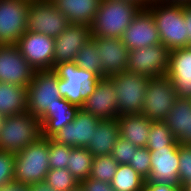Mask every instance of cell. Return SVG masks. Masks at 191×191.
Segmentation results:
<instances>
[{"instance_id": "obj_1", "label": "cell", "mask_w": 191, "mask_h": 191, "mask_svg": "<svg viewBox=\"0 0 191 191\" xmlns=\"http://www.w3.org/2000/svg\"><path fill=\"white\" fill-rule=\"evenodd\" d=\"M141 6L125 0H101L90 30L92 37L122 38Z\"/></svg>"}, {"instance_id": "obj_2", "label": "cell", "mask_w": 191, "mask_h": 191, "mask_svg": "<svg viewBox=\"0 0 191 191\" xmlns=\"http://www.w3.org/2000/svg\"><path fill=\"white\" fill-rule=\"evenodd\" d=\"M146 9L152 14L163 46L170 51L187 47L184 4L154 1Z\"/></svg>"}, {"instance_id": "obj_3", "label": "cell", "mask_w": 191, "mask_h": 191, "mask_svg": "<svg viewBox=\"0 0 191 191\" xmlns=\"http://www.w3.org/2000/svg\"><path fill=\"white\" fill-rule=\"evenodd\" d=\"M53 71L58 76L60 96L79 108L83 107L101 79L95 73L79 68L74 61L61 63Z\"/></svg>"}, {"instance_id": "obj_4", "label": "cell", "mask_w": 191, "mask_h": 191, "mask_svg": "<svg viewBox=\"0 0 191 191\" xmlns=\"http://www.w3.org/2000/svg\"><path fill=\"white\" fill-rule=\"evenodd\" d=\"M49 138L41 137L14 154V182L31 185L45 181L50 170Z\"/></svg>"}, {"instance_id": "obj_5", "label": "cell", "mask_w": 191, "mask_h": 191, "mask_svg": "<svg viewBox=\"0 0 191 191\" xmlns=\"http://www.w3.org/2000/svg\"><path fill=\"white\" fill-rule=\"evenodd\" d=\"M42 137L40 118L28 111L9 115L0 130V150L16 154Z\"/></svg>"}, {"instance_id": "obj_6", "label": "cell", "mask_w": 191, "mask_h": 191, "mask_svg": "<svg viewBox=\"0 0 191 191\" xmlns=\"http://www.w3.org/2000/svg\"><path fill=\"white\" fill-rule=\"evenodd\" d=\"M108 78L117 95L118 115L141 114L150 77L126 71Z\"/></svg>"}, {"instance_id": "obj_7", "label": "cell", "mask_w": 191, "mask_h": 191, "mask_svg": "<svg viewBox=\"0 0 191 191\" xmlns=\"http://www.w3.org/2000/svg\"><path fill=\"white\" fill-rule=\"evenodd\" d=\"M61 98L57 74L53 70L35 71L27 86V111L40 118Z\"/></svg>"}, {"instance_id": "obj_8", "label": "cell", "mask_w": 191, "mask_h": 191, "mask_svg": "<svg viewBox=\"0 0 191 191\" xmlns=\"http://www.w3.org/2000/svg\"><path fill=\"white\" fill-rule=\"evenodd\" d=\"M177 99L171 79L165 74L148 81L141 114L152 121H164Z\"/></svg>"}, {"instance_id": "obj_9", "label": "cell", "mask_w": 191, "mask_h": 191, "mask_svg": "<svg viewBox=\"0 0 191 191\" xmlns=\"http://www.w3.org/2000/svg\"><path fill=\"white\" fill-rule=\"evenodd\" d=\"M31 0H0V44L16 45L27 31Z\"/></svg>"}, {"instance_id": "obj_10", "label": "cell", "mask_w": 191, "mask_h": 191, "mask_svg": "<svg viewBox=\"0 0 191 191\" xmlns=\"http://www.w3.org/2000/svg\"><path fill=\"white\" fill-rule=\"evenodd\" d=\"M67 18L51 0H31L27 18V31L56 38L69 25Z\"/></svg>"}, {"instance_id": "obj_11", "label": "cell", "mask_w": 191, "mask_h": 191, "mask_svg": "<svg viewBox=\"0 0 191 191\" xmlns=\"http://www.w3.org/2000/svg\"><path fill=\"white\" fill-rule=\"evenodd\" d=\"M169 53L170 50L162 44L129 50L127 71L150 78L165 75Z\"/></svg>"}, {"instance_id": "obj_12", "label": "cell", "mask_w": 191, "mask_h": 191, "mask_svg": "<svg viewBox=\"0 0 191 191\" xmlns=\"http://www.w3.org/2000/svg\"><path fill=\"white\" fill-rule=\"evenodd\" d=\"M54 41L48 35L26 31L16 46L35 71L53 70Z\"/></svg>"}, {"instance_id": "obj_13", "label": "cell", "mask_w": 191, "mask_h": 191, "mask_svg": "<svg viewBox=\"0 0 191 191\" xmlns=\"http://www.w3.org/2000/svg\"><path fill=\"white\" fill-rule=\"evenodd\" d=\"M151 172L145 182H164L183 191L179 179V146H166L150 151Z\"/></svg>"}, {"instance_id": "obj_14", "label": "cell", "mask_w": 191, "mask_h": 191, "mask_svg": "<svg viewBox=\"0 0 191 191\" xmlns=\"http://www.w3.org/2000/svg\"><path fill=\"white\" fill-rule=\"evenodd\" d=\"M34 73L16 45L0 44V82L27 87Z\"/></svg>"}, {"instance_id": "obj_15", "label": "cell", "mask_w": 191, "mask_h": 191, "mask_svg": "<svg viewBox=\"0 0 191 191\" xmlns=\"http://www.w3.org/2000/svg\"><path fill=\"white\" fill-rule=\"evenodd\" d=\"M100 120L80 108L73 122L64 126L51 139L70 147L86 148Z\"/></svg>"}, {"instance_id": "obj_16", "label": "cell", "mask_w": 191, "mask_h": 191, "mask_svg": "<svg viewBox=\"0 0 191 191\" xmlns=\"http://www.w3.org/2000/svg\"><path fill=\"white\" fill-rule=\"evenodd\" d=\"M91 38L90 26L69 24L66 29L55 38L53 69L61 63L75 61L77 53Z\"/></svg>"}, {"instance_id": "obj_17", "label": "cell", "mask_w": 191, "mask_h": 191, "mask_svg": "<svg viewBox=\"0 0 191 191\" xmlns=\"http://www.w3.org/2000/svg\"><path fill=\"white\" fill-rule=\"evenodd\" d=\"M122 41L128 50L161 44L152 14L146 8H142L134 17L124 31Z\"/></svg>"}, {"instance_id": "obj_18", "label": "cell", "mask_w": 191, "mask_h": 191, "mask_svg": "<svg viewBox=\"0 0 191 191\" xmlns=\"http://www.w3.org/2000/svg\"><path fill=\"white\" fill-rule=\"evenodd\" d=\"M166 75L172 81L177 98L191 100V46L170 51Z\"/></svg>"}, {"instance_id": "obj_19", "label": "cell", "mask_w": 191, "mask_h": 191, "mask_svg": "<svg viewBox=\"0 0 191 191\" xmlns=\"http://www.w3.org/2000/svg\"><path fill=\"white\" fill-rule=\"evenodd\" d=\"M82 109L101 120L119 117L117 95L108 77L99 80L94 92L85 100Z\"/></svg>"}, {"instance_id": "obj_20", "label": "cell", "mask_w": 191, "mask_h": 191, "mask_svg": "<svg viewBox=\"0 0 191 191\" xmlns=\"http://www.w3.org/2000/svg\"><path fill=\"white\" fill-rule=\"evenodd\" d=\"M98 47L104 77L127 71L129 50L122 38L92 37Z\"/></svg>"}, {"instance_id": "obj_21", "label": "cell", "mask_w": 191, "mask_h": 191, "mask_svg": "<svg viewBox=\"0 0 191 191\" xmlns=\"http://www.w3.org/2000/svg\"><path fill=\"white\" fill-rule=\"evenodd\" d=\"M164 122L179 144L191 145V100L177 98Z\"/></svg>"}, {"instance_id": "obj_22", "label": "cell", "mask_w": 191, "mask_h": 191, "mask_svg": "<svg viewBox=\"0 0 191 191\" xmlns=\"http://www.w3.org/2000/svg\"><path fill=\"white\" fill-rule=\"evenodd\" d=\"M80 108L71 104L66 99H59L56 103L40 117L42 127V137L51 138L64 126L72 123Z\"/></svg>"}, {"instance_id": "obj_23", "label": "cell", "mask_w": 191, "mask_h": 191, "mask_svg": "<svg viewBox=\"0 0 191 191\" xmlns=\"http://www.w3.org/2000/svg\"><path fill=\"white\" fill-rule=\"evenodd\" d=\"M70 24L91 26L101 0H51Z\"/></svg>"}, {"instance_id": "obj_24", "label": "cell", "mask_w": 191, "mask_h": 191, "mask_svg": "<svg viewBox=\"0 0 191 191\" xmlns=\"http://www.w3.org/2000/svg\"><path fill=\"white\" fill-rule=\"evenodd\" d=\"M119 137L120 129L117 118L102 119L99 121L93 133L92 141L86 148L94 157L111 155L113 147Z\"/></svg>"}, {"instance_id": "obj_25", "label": "cell", "mask_w": 191, "mask_h": 191, "mask_svg": "<svg viewBox=\"0 0 191 191\" xmlns=\"http://www.w3.org/2000/svg\"><path fill=\"white\" fill-rule=\"evenodd\" d=\"M117 120L122 138L138 148L146 147L152 120L143 114L123 115Z\"/></svg>"}, {"instance_id": "obj_26", "label": "cell", "mask_w": 191, "mask_h": 191, "mask_svg": "<svg viewBox=\"0 0 191 191\" xmlns=\"http://www.w3.org/2000/svg\"><path fill=\"white\" fill-rule=\"evenodd\" d=\"M27 112V87L0 82V113L4 116Z\"/></svg>"}, {"instance_id": "obj_27", "label": "cell", "mask_w": 191, "mask_h": 191, "mask_svg": "<svg viewBox=\"0 0 191 191\" xmlns=\"http://www.w3.org/2000/svg\"><path fill=\"white\" fill-rule=\"evenodd\" d=\"M145 181L129 164H119L110 185L115 191H144Z\"/></svg>"}, {"instance_id": "obj_28", "label": "cell", "mask_w": 191, "mask_h": 191, "mask_svg": "<svg viewBox=\"0 0 191 191\" xmlns=\"http://www.w3.org/2000/svg\"><path fill=\"white\" fill-rule=\"evenodd\" d=\"M94 156L87 148L71 147L67 170L81 183L89 178Z\"/></svg>"}, {"instance_id": "obj_29", "label": "cell", "mask_w": 191, "mask_h": 191, "mask_svg": "<svg viewBox=\"0 0 191 191\" xmlns=\"http://www.w3.org/2000/svg\"><path fill=\"white\" fill-rule=\"evenodd\" d=\"M74 62L79 68L93 72L101 78H104V71L102 68V61L99 58L98 47L92 38L80 49Z\"/></svg>"}, {"instance_id": "obj_30", "label": "cell", "mask_w": 191, "mask_h": 191, "mask_svg": "<svg viewBox=\"0 0 191 191\" xmlns=\"http://www.w3.org/2000/svg\"><path fill=\"white\" fill-rule=\"evenodd\" d=\"M180 144L171 133L164 121H153L148 135L147 149L155 151L166 146H179Z\"/></svg>"}, {"instance_id": "obj_31", "label": "cell", "mask_w": 191, "mask_h": 191, "mask_svg": "<svg viewBox=\"0 0 191 191\" xmlns=\"http://www.w3.org/2000/svg\"><path fill=\"white\" fill-rule=\"evenodd\" d=\"M118 165L111 155L94 157L89 178L110 184Z\"/></svg>"}, {"instance_id": "obj_32", "label": "cell", "mask_w": 191, "mask_h": 191, "mask_svg": "<svg viewBox=\"0 0 191 191\" xmlns=\"http://www.w3.org/2000/svg\"><path fill=\"white\" fill-rule=\"evenodd\" d=\"M45 182L57 191H68L79 184L67 168L50 169L46 175Z\"/></svg>"}, {"instance_id": "obj_33", "label": "cell", "mask_w": 191, "mask_h": 191, "mask_svg": "<svg viewBox=\"0 0 191 191\" xmlns=\"http://www.w3.org/2000/svg\"><path fill=\"white\" fill-rule=\"evenodd\" d=\"M71 147L63 144H59L49 138V165L50 169H63L67 168V161Z\"/></svg>"}, {"instance_id": "obj_34", "label": "cell", "mask_w": 191, "mask_h": 191, "mask_svg": "<svg viewBox=\"0 0 191 191\" xmlns=\"http://www.w3.org/2000/svg\"><path fill=\"white\" fill-rule=\"evenodd\" d=\"M151 154L147 147L137 148L129 165L139 173L143 178L147 179L151 172Z\"/></svg>"}, {"instance_id": "obj_35", "label": "cell", "mask_w": 191, "mask_h": 191, "mask_svg": "<svg viewBox=\"0 0 191 191\" xmlns=\"http://www.w3.org/2000/svg\"><path fill=\"white\" fill-rule=\"evenodd\" d=\"M179 179L183 188L191 183V145H179Z\"/></svg>"}, {"instance_id": "obj_36", "label": "cell", "mask_w": 191, "mask_h": 191, "mask_svg": "<svg viewBox=\"0 0 191 191\" xmlns=\"http://www.w3.org/2000/svg\"><path fill=\"white\" fill-rule=\"evenodd\" d=\"M137 148L138 147L133 145L131 142L120 136L113 147L111 156L118 164H129L134 153L137 151Z\"/></svg>"}, {"instance_id": "obj_37", "label": "cell", "mask_w": 191, "mask_h": 191, "mask_svg": "<svg viewBox=\"0 0 191 191\" xmlns=\"http://www.w3.org/2000/svg\"><path fill=\"white\" fill-rule=\"evenodd\" d=\"M14 181V154L0 150V187Z\"/></svg>"}, {"instance_id": "obj_38", "label": "cell", "mask_w": 191, "mask_h": 191, "mask_svg": "<svg viewBox=\"0 0 191 191\" xmlns=\"http://www.w3.org/2000/svg\"><path fill=\"white\" fill-rule=\"evenodd\" d=\"M85 191H115L109 183L87 178L81 182Z\"/></svg>"}, {"instance_id": "obj_39", "label": "cell", "mask_w": 191, "mask_h": 191, "mask_svg": "<svg viewBox=\"0 0 191 191\" xmlns=\"http://www.w3.org/2000/svg\"><path fill=\"white\" fill-rule=\"evenodd\" d=\"M144 191H179L177 188L162 182H145Z\"/></svg>"}, {"instance_id": "obj_40", "label": "cell", "mask_w": 191, "mask_h": 191, "mask_svg": "<svg viewBox=\"0 0 191 191\" xmlns=\"http://www.w3.org/2000/svg\"><path fill=\"white\" fill-rule=\"evenodd\" d=\"M184 21L187 25V47L191 46V4H184Z\"/></svg>"}, {"instance_id": "obj_41", "label": "cell", "mask_w": 191, "mask_h": 191, "mask_svg": "<svg viewBox=\"0 0 191 191\" xmlns=\"http://www.w3.org/2000/svg\"><path fill=\"white\" fill-rule=\"evenodd\" d=\"M0 191H29V186L21 183L11 182L0 187Z\"/></svg>"}, {"instance_id": "obj_42", "label": "cell", "mask_w": 191, "mask_h": 191, "mask_svg": "<svg viewBox=\"0 0 191 191\" xmlns=\"http://www.w3.org/2000/svg\"><path fill=\"white\" fill-rule=\"evenodd\" d=\"M29 186V191H57L50 185H48L45 181H40L38 183H34Z\"/></svg>"}, {"instance_id": "obj_43", "label": "cell", "mask_w": 191, "mask_h": 191, "mask_svg": "<svg viewBox=\"0 0 191 191\" xmlns=\"http://www.w3.org/2000/svg\"><path fill=\"white\" fill-rule=\"evenodd\" d=\"M125 1L135 3L139 6H141L142 8H146L150 4V2L148 0H125Z\"/></svg>"}, {"instance_id": "obj_44", "label": "cell", "mask_w": 191, "mask_h": 191, "mask_svg": "<svg viewBox=\"0 0 191 191\" xmlns=\"http://www.w3.org/2000/svg\"><path fill=\"white\" fill-rule=\"evenodd\" d=\"M166 3L191 4V0H164Z\"/></svg>"}, {"instance_id": "obj_45", "label": "cell", "mask_w": 191, "mask_h": 191, "mask_svg": "<svg viewBox=\"0 0 191 191\" xmlns=\"http://www.w3.org/2000/svg\"><path fill=\"white\" fill-rule=\"evenodd\" d=\"M68 191H85L81 183L77 184L74 188Z\"/></svg>"}, {"instance_id": "obj_46", "label": "cell", "mask_w": 191, "mask_h": 191, "mask_svg": "<svg viewBox=\"0 0 191 191\" xmlns=\"http://www.w3.org/2000/svg\"><path fill=\"white\" fill-rule=\"evenodd\" d=\"M5 118H6V116H4V115H2V114L0 113V130H1L2 127H3V124H4V122H5Z\"/></svg>"}, {"instance_id": "obj_47", "label": "cell", "mask_w": 191, "mask_h": 191, "mask_svg": "<svg viewBox=\"0 0 191 191\" xmlns=\"http://www.w3.org/2000/svg\"><path fill=\"white\" fill-rule=\"evenodd\" d=\"M183 191H191V183L185 186Z\"/></svg>"}, {"instance_id": "obj_48", "label": "cell", "mask_w": 191, "mask_h": 191, "mask_svg": "<svg viewBox=\"0 0 191 191\" xmlns=\"http://www.w3.org/2000/svg\"><path fill=\"white\" fill-rule=\"evenodd\" d=\"M149 2H154V1H163L164 2V0H148Z\"/></svg>"}]
</instances>
